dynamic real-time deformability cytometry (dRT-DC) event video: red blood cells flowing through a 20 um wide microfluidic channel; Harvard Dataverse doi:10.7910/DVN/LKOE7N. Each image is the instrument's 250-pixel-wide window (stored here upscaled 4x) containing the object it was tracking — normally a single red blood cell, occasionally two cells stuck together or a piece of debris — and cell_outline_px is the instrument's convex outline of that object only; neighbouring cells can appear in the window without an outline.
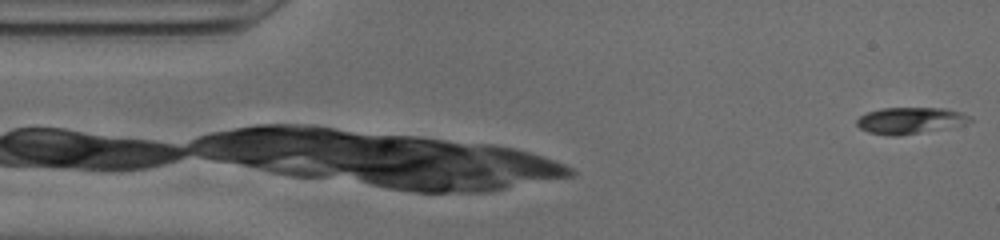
{"species": "common noctule bat (a hibernating species)", "species_latin": "Nyctalus noctula", "temperature_condition": "cold", "stored_images_in_passage": 10, "camera_frame_rate_fps": 3000, "um_per_image_px": 0.085, "animal": {"sex": "male", "body_mass_g": 20.0, "forearm_length_mm": 53.3}, "frame": {"image": 1, "passage_image": 1, "time_ms": 0.0, "image_size_px": [1000, 240], "cell_outline_px": [[972, 120], [964, 124], [896, 136], [892, 136], [868, 132], [860, 128], [856, 124], [856, 120], [860, 116], [868, 112], [880, 108], [944, 108], [960, 112], [972, 116]], "centroid_in_image_um": [77.33, 10.23], "position_along_channel_um": 7.7, "area_um2": 17.17}}